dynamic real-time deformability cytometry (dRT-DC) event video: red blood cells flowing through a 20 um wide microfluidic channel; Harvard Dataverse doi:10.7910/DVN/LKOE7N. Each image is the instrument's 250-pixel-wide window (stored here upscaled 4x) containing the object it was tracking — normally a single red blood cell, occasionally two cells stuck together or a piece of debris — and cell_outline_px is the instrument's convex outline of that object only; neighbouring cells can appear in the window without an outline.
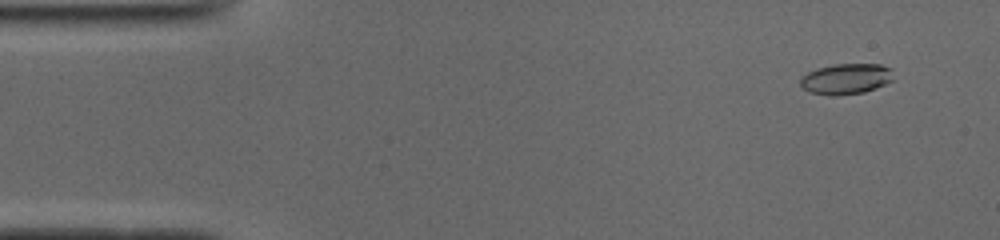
{"species": "common noctule bat (a hibernating species)", "species_latin": "Nyctalus noctula", "temperature_condition": "cold", "stored_images_in_passage": 50, "camera_frame_rate_fps": 3000, "um_per_image_px": 0.085, "animal": {"sex": "male", "body_mass_g": 19.0, "forearm_length_mm": 50.8}, "frame": {"image": 1, "passage_image": 3, "time_ms": 0.667, "image_size_px": [1000, 240], "cell_outline_px": [[892, 80], [876, 88], [864, 92], [836, 96], [812, 92], [804, 88], [800, 84], [800, 80], [808, 72], [816, 68], [832, 64], [880, 64], [892, 68]], "centroid_in_image_um": [71.93, 6.69], "position_along_channel_um": 13.1, "area_um2": 16.53}}
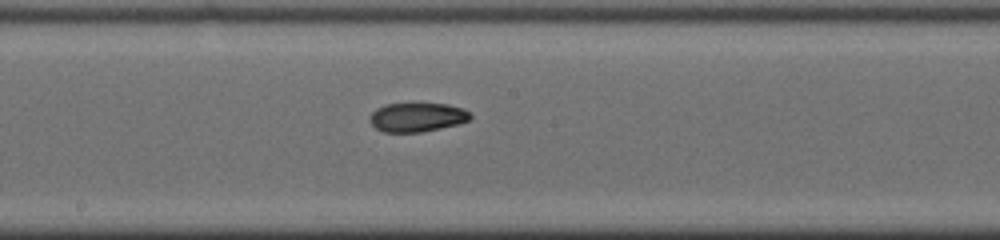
{"frame": {"image": 2, "passage_image": 26, "time_ms": 8.333, "image_size_px": [1000, 240], "cell_outline_px": [[472, 116], [468, 120], [456, 124], [440, 128], [420, 132], [384, 132], [376, 128], [368, 120], [368, 116], [376, 108], [388, 104], [412, 100], [448, 104], [460, 108], [468, 112]], "centroid_in_image_um": [35.39, 9.91], "position_along_channel_um": 212.8, "area_um2": 17.63}}
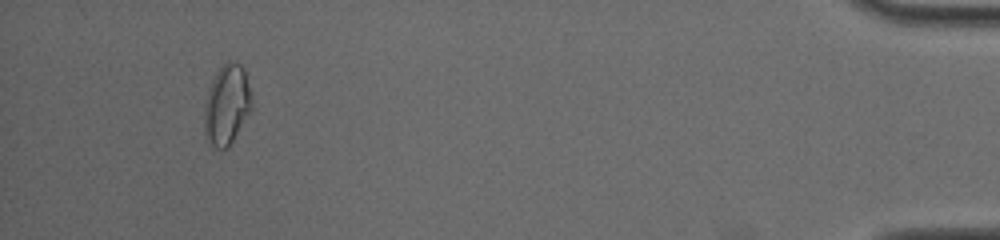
{"frame": {"image": 3, "passage_image": 47, "time_ms": 15.333, "image_size_px": [1000, 240], "cell_outline_px": [[252, 108], [228, 148], [212, 148], [208, 144], [204, 128], [204, 116], [208, 92], [212, 80], [216, 72], [228, 60], [240, 64], [244, 68], [252, 100]], "centroid_in_image_um": [19.28, 8.93], "position_along_channel_um": 415.9, "area_um2": 21.91}, "authors_computed_cell_mechanics": {"area_um2": 17.0799, "velocity_mm_per_s": 3.9431, "shape_relaxation_time_tau1_ms": 7.924, "shape_relaxation_time_tau2_ms": 2.6093, "deformation_change_tau1": 0.2094, "deformation_change_tau2": 0.0746}}